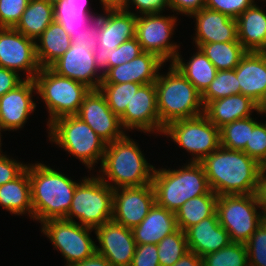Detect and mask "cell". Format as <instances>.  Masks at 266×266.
I'll list each match as a JSON object with an SVG mask.
<instances>
[{"instance_id": "cell-42", "label": "cell", "mask_w": 266, "mask_h": 266, "mask_svg": "<svg viewBox=\"0 0 266 266\" xmlns=\"http://www.w3.org/2000/svg\"><path fill=\"white\" fill-rule=\"evenodd\" d=\"M29 0H0V27H12L20 21Z\"/></svg>"}, {"instance_id": "cell-52", "label": "cell", "mask_w": 266, "mask_h": 266, "mask_svg": "<svg viewBox=\"0 0 266 266\" xmlns=\"http://www.w3.org/2000/svg\"><path fill=\"white\" fill-rule=\"evenodd\" d=\"M258 204L263 215L266 214V167H263L259 174L258 186L256 190Z\"/></svg>"}, {"instance_id": "cell-23", "label": "cell", "mask_w": 266, "mask_h": 266, "mask_svg": "<svg viewBox=\"0 0 266 266\" xmlns=\"http://www.w3.org/2000/svg\"><path fill=\"white\" fill-rule=\"evenodd\" d=\"M188 249L203 257L231 243L229 233L219 224L217 212L185 231Z\"/></svg>"}, {"instance_id": "cell-10", "label": "cell", "mask_w": 266, "mask_h": 266, "mask_svg": "<svg viewBox=\"0 0 266 266\" xmlns=\"http://www.w3.org/2000/svg\"><path fill=\"white\" fill-rule=\"evenodd\" d=\"M163 134L192 153L191 162H201L220 147V129L204 114L172 121L164 128Z\"/></svg>"}, {"instance_id": "cell-14", "label": "cell", "mask_w": 266, "mask_h": 266, "mask_svg": "<svg viewBox=\"0 0 266 266\" xmlns=\"http://www.w3.org/2000/svg\"><path fill=\"white\" fill-rule=\"evenodd\" d=\"M155 203L152 183L114 189L112 220L132 229L141 223Z\"/></svg>"}, {"instance_id": "cell-4", "label": "cell", "mask_w": 266, "mask_h": 266, "mask_svg": "<svg viewBox=\"0 0 266 266\" xmlns=\"http://www.w3.org/2000/svg\"><path fill=\"white\" fill-rule=\"evenodd\" d=\"M152 185L158 206L176 212L186 201L205 194H215L200 162H188L180 169H154Z\"/></svg>"}, {"instance_id": "cell-35", "label": "cell", "mask_w": 266, "mask_h": 266, "mask_svg": "<svg viewBox=\"0 0 266 266\" xmlns=\"http://www.w3.org/2000/svg\"><path fill=\"white\" fill-rule=\"evenodd\" d=\"M257 123L250 116L224 125L220 128V146L230 150L243 151L249 141L250 130H253Z\"/></svg>"}, {"instance_id": "cell-28", "label": "cell", "mask_w": 266, "mask_h": 266, "mask_svg": "<svg viewBox=\"0 0 266 266\" xmlns=\"http://www.w3.org/2000/svg\"><path fill=\"white\" fill-rule=\"evenodd\" d=\"M0 205L12 214L28 213L33 218L31 182L27 167L17 178L0 186Z\"/></svg>"}, {"instance_id": "cell-39", "label": "cell", "mask_w": 266, "mask_h": 266, "mask_svg": "<svg viewBox=\"0 0 266 266\" xmlns=\"http://www.w3.org/2000/svg\"><path fill=\"white\" fill-rule=\"evenodd\" d=\"M234 94H240L235 70H220L217 71L216 77L201 95V99L203 106H205L210 101Z\"/></svg>"}, {"instance_id": "cell-17", "label": "cell", "mask_w": 266, "mask_h": 266, "mask_svg": "<svg viewBox=\"0 0 266 266\" xmlns=\"http://www.w3.org/2000/svg\"><path fill=\"white\" fill-rule=\"evenodd\" d=\"M120 122L125 130L134 128L144 133H163L165 127L159 120L155 83L141 85L138 88L120 117Z\"/></svg>"}, {"instance_id": "cell-32", "label": "cell", "mask_w": 266, "mask_h": 266, "mask_svg": "<svg viewBox=\"0 0 266 266\" xmlns=\"http://www.w3.org/2000/svg\"><path fill=\"white\" fill-rule=\"evenodd\" d=\"M53 21L52 4L44 0H29L20 21L14 28L26 37L36 41Z\"/></svg>"}, {"instance_id": "cell-26", "label": "cell", "mask_w": 266, "mask_h": 266, "mask_svg": "<svg viewBox=\"0 0 266 266\" xmlns=\"http://www.w3.org/2000/svg\"><path fill=\"white\" fill-rule=\"evenodd\" d=\"M178 229L175 213L156 203L141 223L133 227L136 244H158L164 237Z\"/></svg>"}, {"instance_id": "cell-33", "label": "cell", "mask_w": 266, "mask_h": 266, "mask_svg": "<svg viewBox=\"0 0 266 266\" xmlns=\"http://www.w3.org/2000/svg\"><path fill=\"white\" fill-rule=\"evenodd\" d=\"M216 194H205L186 201L176 212L177 226L183 232L216 212Z\"/></svg>"}, {"instance_id": "cell-29", "label": "cell", "mask_w": 266, "mask_h": 266, "mask_svg": "<svg viewBox=\"0 0 266 266\" xmlns=\"http://www.w3.org/2000/svg\"><path fill=\"white\" fill-rule=\"evenodd\" d=\"M36 57L41 68L49 67L60 58L71 46L70 35L62 25L53 21L37 38Z\"/></svg>"}, {"instance_id": "cell-46", "label": "cell", "mask_w": 266, "mask_h": 266, "mask_svg": "<svg viewBox=\"0 0 266 266\" xmlns=\"http://www.w3.org/2000/svg\"><path fill=\"white\" fill-rule=\"evenodd\" d=\"M72 43L94 49L98 45V17L94 18L82 32L70 34Z\"/></svg>"}, {"instance_id": "cell-24", "label": "cell", "mask_w": 266, "mask_h": 266, "mask_svg": "<svg viewBox=\"0 0 266 266\" xmlns=\"http://www.w3.org/2000/svg\"><path fill=\"white\" fill-rule=\"evenodd\" d=\"M240 93L257 104L266 94V58L261 52L247 51L234 69Z\"/></svg>"}, {"instance_id": "cell-50", "label": "cell", "mask_w": 266, "mask_h": 266, "mask_svg": "<svg viewBox=\"0 0 266 266\" xmlns=\"http://www.w3.org/2000/svg\"><path fill=\"white\" fill-rule=\"evenodd\" d=\"M23 81L16 71L0 67V97Z\"/></svg>"}, {"instance_id": "cell-22", "label": "cell", "mask_w": 266, "mask_h": 266, "mask_svg": "<svg viewBox=\"0 0 266 266\" xmlns=\"http://www.w3.org/2000/svg\"><path fill=\"white\" fill-rule=\"evenodd\" d=\"M191 17L196 18L197 48L213 42H234L238 40L237 20L221 12L202 8Z\"/></svg>"}, {"instance_id": "cell-51", "label": "cell", "mask_w": 266, "mask_h": 266, "mask_svg": "<svg viewBox=\"0 0 266 266\" xmlns=\"http://www.w3.org/2000/svg\"><path fill=\"white\" fill-rule=\"evenodd\" d=\"M114 49H103L101 46L96 45L93 49L94 61L97 69L104 75L109 70V60H112Z\"/></svg>"}, {"instance_id": "cell-13", "label": "cell", "mask_w": 266, "mask_h": 266, "mask_svg": "<svg viewBox=\"0 0 266 266\" xmlns=\"http://www.w3.org/2000/svg\"><path fill=\"white\" fill-rule=\"evenodd\" d=\"M36 41L15 28L0 27V67L25 71L26 79H34L40 71L36 57Z\"/></svg>"}, {"instance_id": "cell-44", "label": "cell", "mask_w": 266, "mask_h": 266, "mask_svg": "<svg viewBox=\"0 0 266 266\" xmlns=\"http://www.w3.org/2000/svg\"><path fill=\"white\" fill-rule=\"evenodd\" d=\"M141 53H143V50L136 38L125 41L114 49L112 60H109V69L130 62Z\"/></svg>"}, {"instance_id": "cell-16", "label": "cell", "mask_w": 266, "mask_h": 266, "mask_svg": "<svg viewBox=\"0 0 266 266\" xmlns=\"http://www.w3.org/2000/svg\"><path fill=\"white\" fill-rule=\"evenodd\" d=\"M49 68L60 76L86 85L91 90L99 89L103 81V74L97 73L93 49L79 44L71 43L70 48Z\"/></svg>"}, {"instance_id": "cell-27", "label": "cell", "mask_w": 266, "mask_h": 266, "mask_svg": "<svg viewBox=\"0 0 266 266\" xmlns=\"http://www.w3.org/2000/svg\"><path fill=\"white\" fill-rule=\"evenodd\" d=\"M238 41L246 51L260 52L266 46V13L254 3L237 19Z\"/></svg>"}, {"instance_id": "cell-53", "label": "cell", "mask_w": 266, "mask_h": 266, "mask_svg": "<svg viewBox=\"0 0 266 266\" xmlns=\"http://www.w3.org/2000/svg\"><path fill=\"white\" fill-rule=\"evenodd\" d=\"M173 266H202V257L189 250Z\"/></svg>"}, {"instance_id": "cell-2", "label": "cell", "mask_w": 266, "mask_h": 266, "mask_svg": "<svg viewBox=\"0 0 266 266\" xmlns=\"http://www.w3.org/2000/svg\"><path fill=\"white\" fill-rule=\"evenodd\" d=\"M31 182L33 219L43 223L65 219L79 184L42 163L27 165Z\"/></svg>"}, {"instance_id": "cell-43", "label": "cell", "mask_w": 266, "mask_h": 266, "mask_svg": "<svg viewBox=\"0 0 266 266\" xmlns=\"http://www.w3.org/2000/svg\"><path fill=\"white\" fill-rule=\"evenodd\" d=\"M255 0H205V8L237 19Z\"/></svg>"}, {"instance_id": "cell-12", "label": "cell", "mask_w": 266, "mask_h": 266, "mask_svg": "<svg viewBox=\"0 0 266 266\" xmlns=\"http://www.w3.org/2000/svg\"><path fill=\"white\" fill-rule=\"evenodd\" d=\"M140 15L137 14L135 38L143 52L153 53L164 62H173L179 54V46L170 43L177 18L162 16L160 13Z\"/></svg>"}, {"instance_id": "cell-9", "label": "cell", "mask_w": 266, "mask_h": 266, "mask_svg": "<svg viewBox=\"0 0 266 266\" xmlns=\"http://www.w3.org/2000/svg\"><path fill=\"white\" fill-rule=\"evenodd\" d=\"M255 193L220 195L216 202L219 224L229 233L231 242L246 243L264 221Z\"/></svg>"}, {"instance_id": "cell-7", "label": "cell", "mask_w": 266, "mask_h": 266, "mask_svg": "<svg viewBox=\"0 0 266 266\" xmlns=\"http://www.w3.org/2000/svg\"><path fill=\"white\" fill-rule=\"evenodd\" d=\"M37 94L45 102L49 120L47 126L63 116L76 115L90 88L73 79L60 76L43 67L34 78Z\"/></svg>"}, {"instance_id": "cell-37", "label": "cell", "mask_w": 266, "mask_h": 266, "mask_svg": "<svg viewBox=\"0 0 266 266\" xmlns=\"http://www.w3.org/2000/svg\"><path fill=\"white\" fill-rule=\"evenodd\" d=\"M202 266H249L246 245L231 242L228 246L203 256Z\"/></svg>"}, {"instance_id": "cell-30", "label": "cell", "mask_w": 266, "mask_h": 266, "mask_svg": "<svg viewBox=\"0 0 266 266\" xmlns=\"http://www.w3.org/2000/svg\"><path fill=\"white\" fill-rule=\"evenodd\" d=\"M89 0H61L53 5L54 21L62 25L66 32L78 34L82 32L96 14L89 9Z\"/></svg>"}, {"instance_id": "cell-19", "label": "cell", "mask_w": 266, "mask_h": 266, "mask_svg": "<svg viewBox=\"0 0 266 266\" xmlns=\"http://www.w3.org/2000/svg\"><path fill=\"white\" fill-rule=\"evenodd\" d=\"M35 90L37 88L34 79L25 78L14 89L0 97V125L5 131H14L24 126L36 108L31 96Z\"/></svg>"}, {"instance_id": "cell-11", "label": "cell", "mask_w": 266, "mask_h": 266, "mask_svg": "<svg viewBox=\"0 0 266 266\" xmlns=\"http://www.w3.org/2000/svg\"><path fill=\"white\" fill-rule=\"evenodd\" d=\"M41 225L42 232L65 257L66 266L84 261L96 252V244L89 235L93 228L65 219H51Z\"/></svg>"}, {"instance_id": "cell-38", "label": "cell", "mask_w": 266, "mask_h": 266, "mask_svg": "<svg viewBox=\"0 0 266 266\" xmlns=\"http://www.w3.org/2000/svg\"><path fill=\"white\" fill-rule=\"evenodd\" d=\"M156 245L160 266H173L189 251L186 234L180 228L164 237Z\"/></svg>"}, {"instance_id": "cell-41", "label": "cell", "mask_w": 266, "mask_h": 266, "mask_svg": "<svg viewBox=\"0 0 266 266\" xmlns=\"http://www.w3.org/2000/svg\"><path fill=\"white\" fill-rule=\"evenodd\" d=\"M243 152L266 167V122H258L253 130H250L249 141Z\"/></svg>"}, {"instance_id": "cell-36", "label": "cell", "mask_w": 266, "mask_h": 266, "mask_svg": "<svg viewBox=\"0 0 266 266\" xmlns=\"http://www.w3.org/2000/svg\"><path fill=\"white\" fill-rule=\"evenodd\" d=\"M140 86L141 84L133 82L100 84L99 90L105 96L112 112L120 118Z\"/></svg>"}, {"instance_id": "cell-18", "label": "cell", "mask_w": 266, "mask_h": 266, "mask_svg": "<svg viewBox=\"0 0 266 266\" xmlns=\"http://www.w3.org/2000/svg\"><path fill=\"white\" fill-rule=\"evenodd\" d=\"M100 246L96 252L112 266H131L136 242L132 230L113 220L94 229Z\"/></svg>"}, {"instance_id": "cell-31", "label": "cell", "mask_w": 266, "mask_h": 266, "mask_svg": "<svg viewBox=\"0 0 266 266\" xmlns=\"http://www.w3.org/2000/svg\"><path fill=\"white\" fill-rule=\"evenodd\" d=\"M197 51L187 63H184L182 56L178 54L171 64L202 95L216 77L218 70L200 49H197Z\"/></svg>"}, {"instance_id": "cell-34", "label": "cell", "mask_w": 266, "mask_h": 266, "mask_svg": "<svg viewBox=\"0 0 266 266\" xmlns=\"http://www.w3.org/2000/svg\"><path fill=\"white\" fill-rule=\"evenodd\" d=\"M218 71L234 70L247 52L237 40L234 42H213L198 47Z\"/></svg>"}, {"instance_id": "cell-45", "label": "cell", "mask_w": 266, "mask_h": 266, "mask_svg": "<svg viewBox=\"0 0 266 266\" xmlns=\"http://www.w3.org/2000/svg\"><path fill=\"white\" fill-rule=\"evenodd\" d=\"M131 266H160L156 244H136Z\"/></svg>"}, {"instance_id": "cell-5", "label": "cell", "mask_w": 266, "mask_h": 266, "mask_svg": "<svg viewBox=\"0 0 266 266\" xmlns=\"http://www.w3.org/2000/svg\"><path fill=\"white\" fill-rule=\"evenodd\" d=\"M170 65L167 75L159 73L154 82L159 120L164 127L172 121L204 113L201 94L187 78Z\"/></svg>"}, {"instance_id": "cell-8", "label": "cell", "mask_w": 266, "mask_h": 266, "mask_svg": "<svg viewBox=\"0 0 266 266\" xmlns=\"http://www.w3.org/2000/svg\"><path fill=\"white\" fill-rule=\"evenodd\" d=\"M83 179L74 191L65 220L74 221L75 217L81 225L95 229L112 220L113 189L99 175Z\"/></svg>"}, {"instance_id": "cell-55", "label": "cell", "mask_w": 266, "mask_h": 266, "mask_svg": "<svg viewBox=\"0 0 266 266\" xmlns=\"http://www.w3.org/2000/svg\"><path fill=\"white\" fill-rule=\"evenodd\" d=\"M257 105H258L257 113L266 114V94L263 97V99Z\"/></svg>"}, {"instance_id": "cell-56", "label": "cell", "mask_w": 266, "mask_h": 266, "mask_svg": "<svg viewBox=\"0 0 266 266\" xmlns=\"http://www.w3.org/2000/svg\"><path fill=\"white\" fill-rule=\"evenodd\" d=\"M103 6H120L124 0H100Z\"/></svg>"}, {"instance_id": "cell-54", "label": "cell", "mask_w": 266, "mask_h": 266, "mask_svg": "<svg viewBox=\"0 0 266 266\" xmlns=\"http://www.w3.org/2000/svg\"><path fill=\"white\" fill-rule=\"evenodd\" d=\"M71 266H112V264L105 257L95 252L91 257Z\"/></svg>"}, {"instance_id": "cell-58", "label": "cell", "mask_w": 266, "mask_h": 266, "mask_svg": "<svg viewBox=\"0 0 266 266\" xmlns=\"http://www.w3.org/2000/svg\"><path fill=\"white\" fill-rule=\"evenodd\" d=\"M44 1L48 2L49 4L54 5V4H56L57 2H59L61 0H44Z\"/></svg>"}, {"instance_id": "cell-1", "label": "cell", "mask_w": 266, "mask_h": 266, "mask_svg": "<svg viewBox=\"0 0 266 266\" xmlns=\"http://www.w3.org/2000/svg\"><path fill=\"white\" fill-rule=\"evenodd\" d=\"M200 163L217 196L256 193L263 166L245 152L220 146Z\"/></svg>"}, {"instance_id": "cell-59", "label": "cell", "mask_w": 266, "mask_h": 266, "mask_svg": "<svg viewBox=\"0 0 266 266\" xmlns=\"http://www.w3.org/2000/svg\"><path fill=\"white\" fill-rule=\"evenodd\" d=\"M264 57L266 58V46L260 51Z\"/></svg>"}, {"instance_id": "cell-57", "label": "cell", "mask_w": 266, "mask_h": 266, "mask_svg": "<svg viewBox=\"0 0 266 266\" xmlns=\"http://www.w3.org/2000/svg\"><path fill=\"white\" fill-rule=\"evenodd\" d=\"M2 130L5 131V129L0 125V131H2ZM1 144L2 143H1V132H0V147H1ZM1 150L2 149L0 148V157L4 155V154H1L2 153Z\"/></svg>"}, {"instance_id": "cell-21", "label": "cell", "mask_w": 266, "mask_h": 266, "mask_svg": "<svg viewBox=\"0 0 266 266\" xmlns=\"http://www.w3.org/2000/svg\"><path fill=\"white\" fill-rule=\"evenodd\" d=\"M165 62L157 55L143 52L130 62L110 68L104 75L101 84H121L133 82L141 85L154 83L159 69Z\"/></svg>"}, {"instance_id": "cell-47", "label": "cell", "mask_w": 266, "mask_h": 266, "mask_svg": "<svg viewBox=\"0 0 266 266\" xmlns=\"http://www.w3.org/2000/svg\"><path fill=\"white\" fill-rule=\"evenodd\" d=\"M130 3L134 4L142 14L162 13L166 7H170L169 0H124L120 7L129 12Z\"/></svg>"}, {"instance_id": "cell-20", "label": "cell", "mask_w": 266, "mask_h": 266, "mask_svg": "<svg viewBox=\"0 0 266 266\" xmlns=\"http://www.w3.org/2000/svg\"><path fill=\"white\" fill-rule=\"evenodd\" d=\"M104 14H98V45L103 49H115L135 38L136 13L120 6H103Z\"/></svg>"}, {"instance_id": "cell-15", "label": "cell", "mask_w": 266, "mask_h": 266, "mask_svg": "<svg viewBox=\"0 0 266 266\" xmlns=\"http://www.w3.org/2000/svg\"><path fill=\"white\" fill-rule=\"evenodd\" d=\"M76 115L107 144L125 135L120 118L112 112L99 89L90 90Z\"/></svg>"}, {"instance_id": "cell-3", "label": "cell", "mask_w": 266, "mask_h": 266, "mask_svg": "<svg viewBox=\"0 0 266 266\" xmlns=\"http://www.w3.org/2000/svg\"><path fill=\"white\" fill-rule=\"evenodd\" d=\"M126 134L108 143L104 152L99 176L113 190L123 187H139L152 183L155 167L149 164L145 155ZM104 176L111 182L107 181Z\"/></svg>"}, {"instance_id": "cell-40", "label": "cell", "mask_w": 266, "mask_h": 266, "mask_svg": "<svg viewBox=\"0 0 266 266\" xmlns=\"http://www.w3.org/2000/svg\"><path fill=\"white\" fill-rule=\"evenodd\" d=\"M249 266H266V221L264 220L245 243Z\"/></svg>"}, {"instance_id": "cell-6", "label": "cell", "mask_w": 266, "mask_h": 266, "mask_svg": "<svg viewBox=\"0 0 266 266\" xmlns=\"http://www.w3.org/2000/svg\"><path fill=\"white\" fill-rule=\"evenodd\" d=\"M51 142L80 159L90 170L103 161L107 143L77 115L63 116L48 125Z\"/></svg>"}, {"instance_id": "cell-25", "label": "cell", "mask_w": 266, "mask_h": 266, "mask_svg": "<svg viewBox=\"0 0 266 266\" xmlns=\"http://www.w3.org/2000/svg\"><path fill=\"white\" fill-rule=\"evenodd\" d=\"M252 110H258L257 103L240 93L210 101L204 106L203 114L220 129L235 120L250 117Z\"/></svg>"}, {"instance_id": "cell-49", "label": "cell", "mask_w": 266, "mask_h": 266, "mask_svg": "<svg viewBox=\"0 0 266 266\" xmlns=\"http://www.w3.org/2000/svg\"><path fill=\"white\" fill-rule=\"evenodd\" d=\"M169 6L173 12L192 16L205 7V0H169Z\"/></svg>"}, {"instance_id": "cell-48", "label": "cell", "mask_w": 266, "mask_h": 266, "mask_svg": "<svg viewBox=\"0 0 266 266\" xmlns=\"http://www.w3.org/2000/svg\"><path fill=\"white\" fill-rule=\"evenodd\" d=\"M27 165L17 162L15 159H9L6 155L0 157V186L17 178Z\"/></svg>"}]
</instances>
